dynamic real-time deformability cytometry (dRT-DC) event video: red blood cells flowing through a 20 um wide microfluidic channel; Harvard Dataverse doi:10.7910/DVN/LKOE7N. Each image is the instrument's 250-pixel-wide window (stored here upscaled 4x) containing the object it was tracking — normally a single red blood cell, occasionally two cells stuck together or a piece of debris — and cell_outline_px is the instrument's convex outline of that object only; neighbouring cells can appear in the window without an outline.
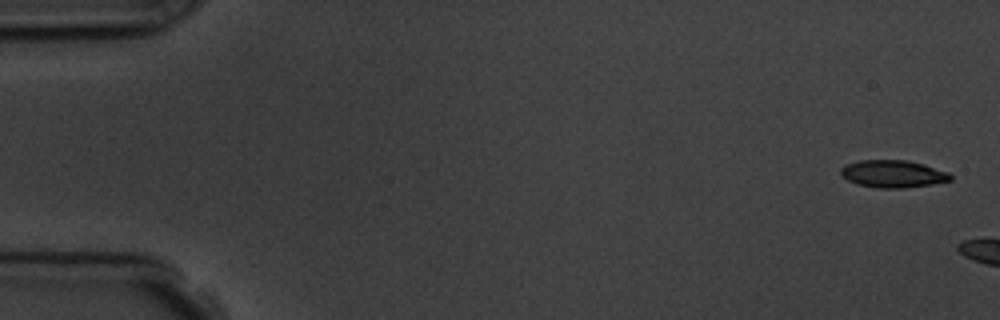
{"species": "common noctule bat (a hibernating species)", "species_latin": "Nyctalus noctula", "temperature_condition": "room temperature", "stored_images_in_passage": 3, "camera_frame_rate_fps": 3000, "um_per_image_px": 0.085, "animal": {"sex": "male", "body_mass_g": 19.5, "forearm_length_mm": 54.6}, "frame": {"image": 1, "passage_image": 1, "time_ms": 0.0, "image_size_px": [1000, 320], "cell_outline_px": [[952, 180], [932, 184], [904, 188], [876, 188], [856, 184], [840, 176], [840, 168], [848, 164], [860, 160], [908, 160], [924, 164], [948, 172], [952, 176]], "centroid_in_image_um": [75.89, 14.78], "position_along_channel_um": 9.1, "area_um2": 17.63}}